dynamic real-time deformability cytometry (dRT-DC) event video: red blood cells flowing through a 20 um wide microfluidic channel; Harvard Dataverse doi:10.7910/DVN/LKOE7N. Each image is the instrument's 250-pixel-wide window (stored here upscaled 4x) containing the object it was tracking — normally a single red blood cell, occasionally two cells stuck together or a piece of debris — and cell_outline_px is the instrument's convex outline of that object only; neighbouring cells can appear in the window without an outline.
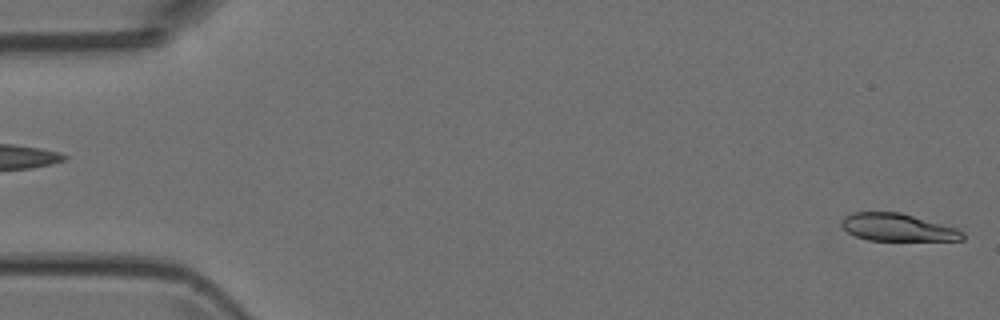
{"species": "Egyptian fruit bat (a non-hibernating species)", "species_latin": "Rousettus aegyptiacus", "temperature_condition": "room temperature", "stored_images_in_passage": 51, "camera_frame_rate_fps": 3000, "um_per_image_px": 0.085, "animal": {"sex": "female"}, "frame": {"image": 1, "passage_image": 1, "time_ms": 0.0, "image_size_px": [1000, 320], "cell_outline_px": [[964, 240], [868, 240], [856, 236], [848, 232], [840, 224], [840, 220], [844, 216], [852, 212], [900, 212], [956, 228], [964, 232]], "centroid_in_image_um": [76.26, 19.32], "position_along_channel_um": 8.7, "area_um2": 19.31}}
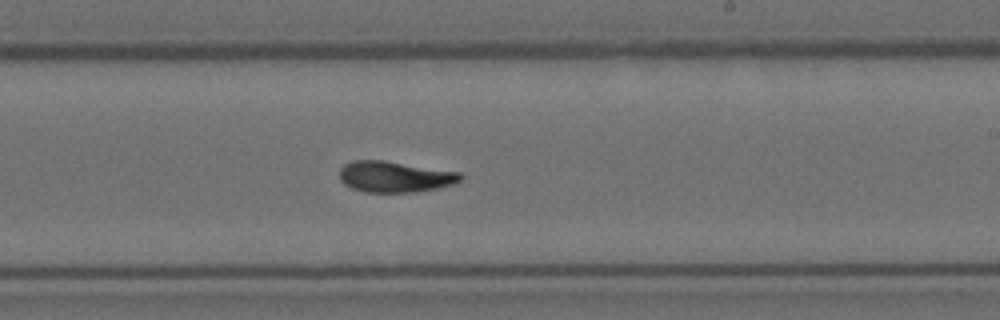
{"frame": {"image": 2, "passage_image": 30, "time_ms": 9.667, "image_size_px": [1000, 320], "cell_outline_px": [[464, 176], [460, 180], [452, 184], [436, 188], [416, 192], [368, 192], [352, 188], [344, 184], [340, 180], [340, 168], [344, 164], [352, 160], [384, 160], [460, 172]], "centroid_in_image_um": [33.54, 15.01], "position_along_channel_um": 255.5, "area_um2": 21.85}}
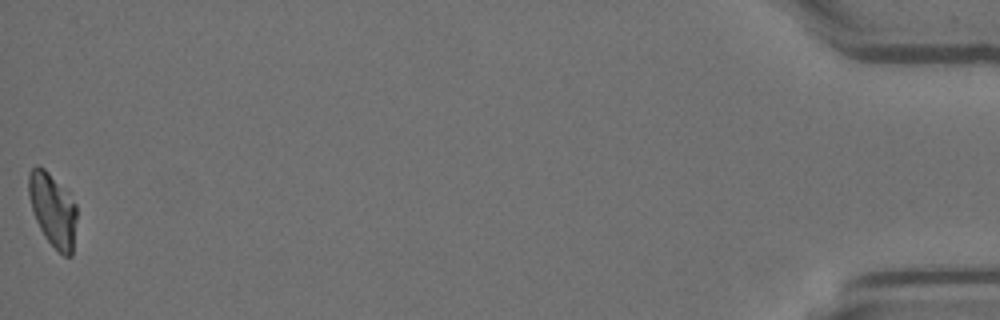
{"frame": {"image": 3, "passage_image": 51, "time_ms": 16.667, "image_size_px": [1000, 320], "cell_outline_px": [[76, 220], [72, 256], [64, 256], [44, 236], [36, 220], [28, 196], [28, 176], [32, 168], [36, 164], [44, 168], [68, 192], [76, 204]], "centroid_in_image_um": [4.48, 17.81], "position_along_channel_um": 430.7, "area_um2": 20.4}}